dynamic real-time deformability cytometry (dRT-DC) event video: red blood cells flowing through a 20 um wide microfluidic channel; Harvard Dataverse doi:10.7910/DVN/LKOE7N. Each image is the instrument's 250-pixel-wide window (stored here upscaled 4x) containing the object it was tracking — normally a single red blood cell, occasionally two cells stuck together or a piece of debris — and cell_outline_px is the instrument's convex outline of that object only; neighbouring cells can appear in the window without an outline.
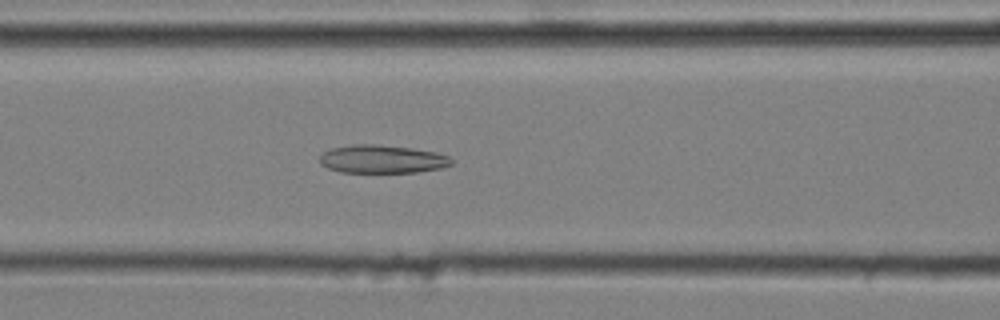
{"species": "common noctule bat (a hibernating species)", "species_latin": "Nyctalus noctula", "temperature_condition": "cold", "stored_images_in_passage": 53, "camera_frame_rate_fps": 3000, "um_per_image_px": 0.085, "animal": {"sex": "male", "body_mass_g": 20.4}, "frame": {"image": 1, "passage_image": 23, "time_ms": 7.333, "image_size_px": [1000, 320], "cell_outline_px": [[452, 164], [440, 168], [416, 172], [340, 172], [328, 168], [320, 164], [320, 156], [324, 152], [332, 148], [352, 144], [376, 144], [412, 148], [436, 152], [448, 156], [452, 160]], "centroid_in_image_um": [32.47, 13.52], "position_along_channel_um": 134.1, "area_um2": 21.56}}
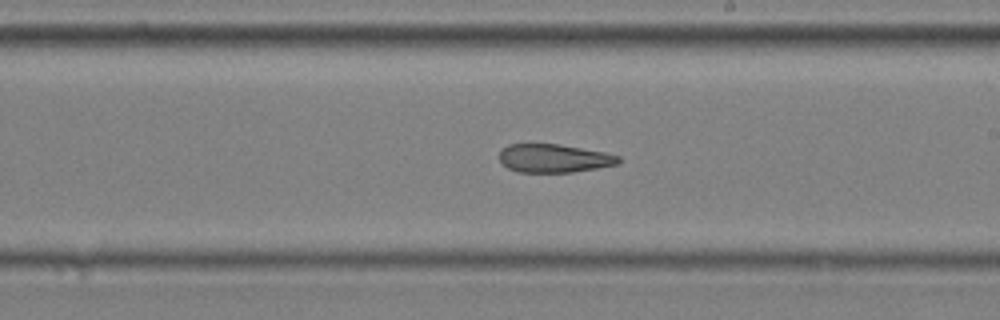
{"frame": {"image": 2, "passage_image": 32, "time_ms": 10.333, "image_size_px": [1000, 320], "cell_outline_px": [[620, 164], [572, 172], [516, 172], [508, 168], [500, 160], [500, 152], [508, 144], [560, 144], [604, 152], [620, 156]], "centroid_in_image_um": [47.11, 13.45], "position_along_channel_um": 241.9, "area_um2": 19.65}}
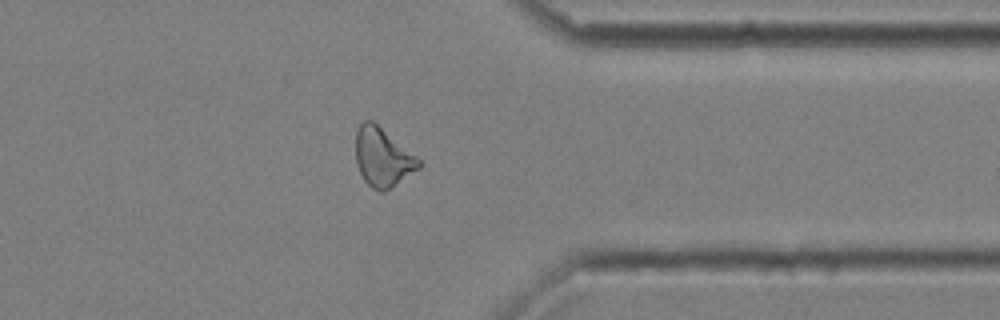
{"frame": {"image": 3, "passage_image": 44, "time_ms": 14.333, "image_size_px": [1000, 320], "cell_outline_px": [[424, 164], [420, 168], [384, 192], [380, 192], [372, 188], [364, 180], [356, 164], [356, 132], [360, 124], [364, 120], [372, 120], [416, 156]], "centroid_in_image_um": [32.52, 13.38], "position_along_channel_um": 378.9, "area_um2": 21.44}, "authors_computed_cell_mechanics": {"area_um2": 22.0796, "velocity_mm_per_s": 3.6036, "shape_relaxation_time_tau1_ms": null, "shape_relaxation_time_tau2_ms": 4.6219, "deformation_change_tau1": null, "deformation_change_tau2": 0.1453}}